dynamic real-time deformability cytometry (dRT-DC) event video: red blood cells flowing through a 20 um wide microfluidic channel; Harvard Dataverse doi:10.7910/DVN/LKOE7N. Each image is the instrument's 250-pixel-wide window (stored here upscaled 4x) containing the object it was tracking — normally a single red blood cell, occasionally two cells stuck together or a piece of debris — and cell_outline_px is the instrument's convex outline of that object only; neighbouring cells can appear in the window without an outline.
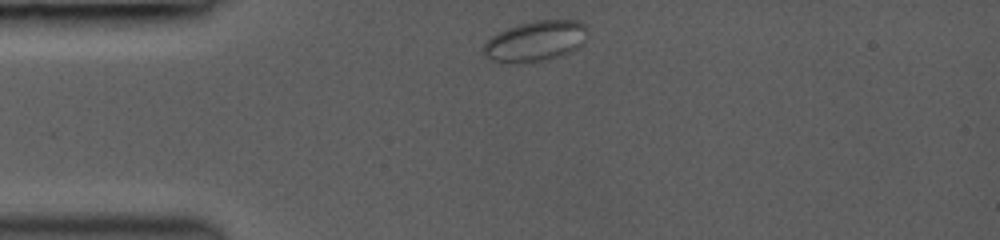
{"species": "common noctule bat (a hibernating species)", "species_latin": "Nyctalus noctula", "temperature_condition": "room temperature", "stored_images_in_passage": 12, "camera_frame_rate_fps": 3000, "um_per_image_px": 0.085, "animal": {"sex": "female", "body_mass_g": 19.0, "forearm_length_mm": 53.3}, "frame": {"image": 1, "passage_image": 1, "time_ms": 0.0, "image_size_px": [1000, 240], "cell_outline_px": [[588, 36], [576, 48], [560, 56], [544, 60], [492, 60], [480, 48], [496, 32], [520, 24], [536, 20], [580, 20], [588, 28]], "centroid_in_image_um": [45.57, 3.43], "position_along_channel_um": 39.4, "area_um2": 23.81}}
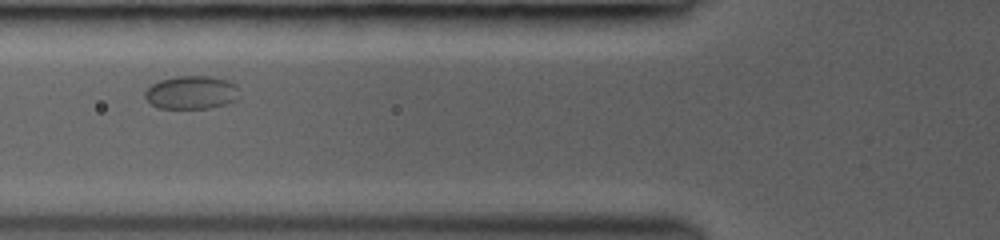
{"frame": {"image": 2, "passage_image": 6, "time_ms": 2.667, "image_size_px": [1000, 240], "cell_outline_px": [[240, 96], [236, 100], [228, 104], [208, 108], [160, 108], [152, 104], [144, 96], [144, 92], [152, 84], [160, 80], [176, 76], [212, 76], [228, 80], [236, 84]], "centroid_in_image_um": [16.32, 7.85], "position_along_channel_um": 109.5, "area_um2": 18.44}}
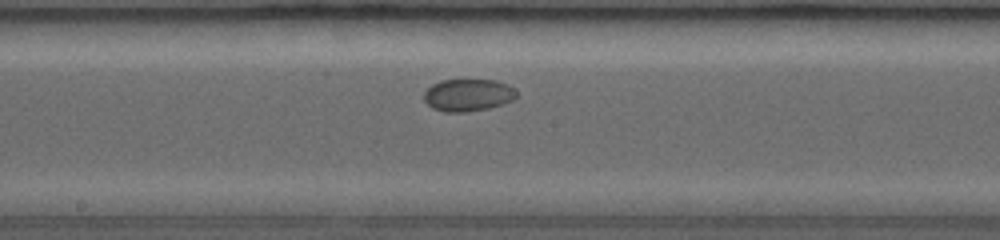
{"frame": {"image": 3, "passage_image": 11, "time_ms": 5.333, "image_size_px": [1000, 240], "cell_outline_px": [[516, 96], [512, 100], [488, 108], [464, 112], [444, 112], [432, 108], [424, 100], [424, 92], [432, 84], [440, 80], [496, 80], [508, 84], [516, 88]], "centroid_in_image_um": [39.77, 8.07], "position_along_channel_um": 208.4, "area_um2": 17.4}}